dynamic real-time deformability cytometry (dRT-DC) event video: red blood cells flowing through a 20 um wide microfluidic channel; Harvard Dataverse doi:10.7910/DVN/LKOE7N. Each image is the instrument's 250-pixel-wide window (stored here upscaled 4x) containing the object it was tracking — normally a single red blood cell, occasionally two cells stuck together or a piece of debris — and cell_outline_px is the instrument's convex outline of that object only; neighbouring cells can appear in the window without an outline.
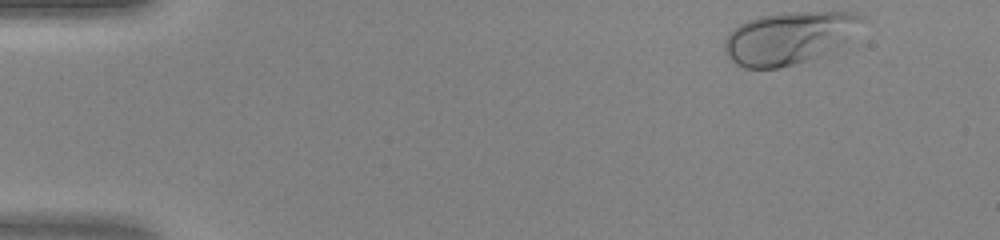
{"species": "human", "species_latin": "Homo sapiens", "temperature_condition": "warm", "stored_images_in_passage": 38, "camera_frame_rate_fps": 3000, "um_per_image_px": 0.085, "donor": {"sex": "female"}, "frame": {"image": 1, "passage_image": 1, "time_ms": 0.0, "image_size_px": [1000, 240], "cell_outline_px": [[864, 20], [844, 40], [824, 52], [816, 56], [792, 64], [776, 68], [744, 68], [736, 64], [728, 56], [724, 48], [724, 40], [732, 28], [756, 16], [780, 12], [856, 12], [864, 16]], "centroid_in_image_um": [66.96, 3.18], "position_along_channel_um": 18.0, "area_um2": 41.04}}
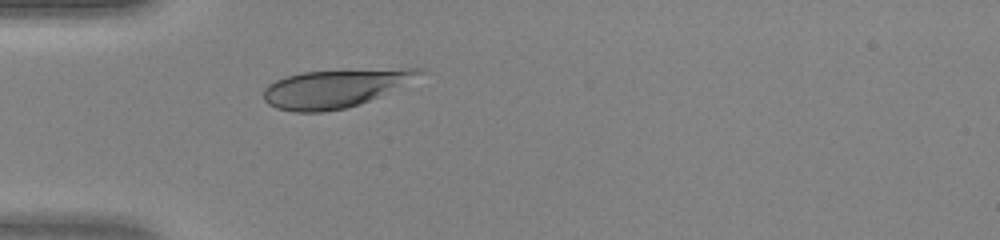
{"frame": {"image": 2, "passage_image": 11, "time_ms": 3.333, "image_size_px": [1000, 240], "cell_outline_px": [[424, 72], [360, 104], [344, 108], [324, 112], [292, 112], [276, 108], [268, 104], [264, 100], [264, 88], [268, 84], [276, 80], [300, 72], [404, 68], [424, 68]], "centroid_in_image_um": [28.33, 7.52], "position_along_channel_um": 56.7, "area_um2": 33.7}}
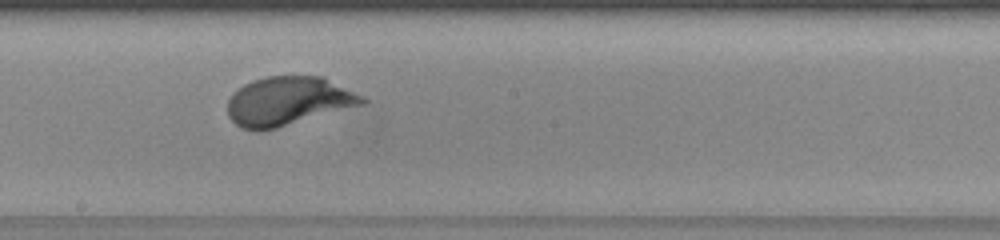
{"frame": {"image": 3, "passage_image": 23, "time_ms": 7.333, "image_size_px": [1000, 240], "cell_outline_px": [[368, 100], [364, 104], [276, 128], [256, 132], [240, 128], [228, 116], [228, 100], [232, 92], [244, 84], [252, 80], [268, 76], [324, 76], [364, 96]], "centroid_in_image_um": [24.48, 8.59], "position_along_channel_um": 223.7, "area_um2": 38.49}}